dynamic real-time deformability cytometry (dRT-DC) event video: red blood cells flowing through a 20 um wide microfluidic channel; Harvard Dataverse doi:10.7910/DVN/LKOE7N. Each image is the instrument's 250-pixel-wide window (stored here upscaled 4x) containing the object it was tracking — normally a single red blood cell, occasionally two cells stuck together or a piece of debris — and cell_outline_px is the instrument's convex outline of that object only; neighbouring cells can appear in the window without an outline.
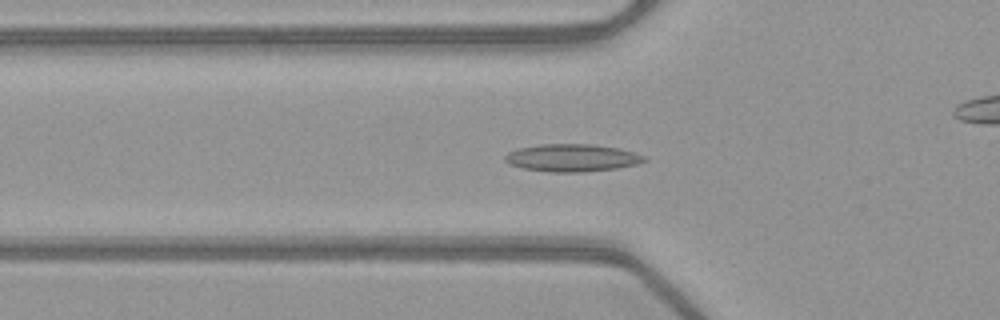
{"species": "common noctule bat (a hibernating species)", "species_latin": "Nyctalus noctula", "temperature_condition": "warm", "stored_images_in_passage": 52, "camera_frame_rate_fps": 3000, "um_per_image_px": 0.085, "animal": {"sex": "female", "body_mass_g": 21.9}, "frame": {"image": 1, "passage_image": 18, "time_ms": 5.667, "image_size_px": [1000, 320], "cell_outline_px": [[648, 160], [636, 164], [616, 168], [584, 172], [548, 172], [520, 168], [508, 164], [504, 160], [504, 156], [508, 152], [516, 148], [540, 144], [592, 144], [620, 148], [648, 156]], "centroid_in_image_um": [48.61, 13.41], "position_along_channel_um": 77.2, "area_um2": 22.72}}
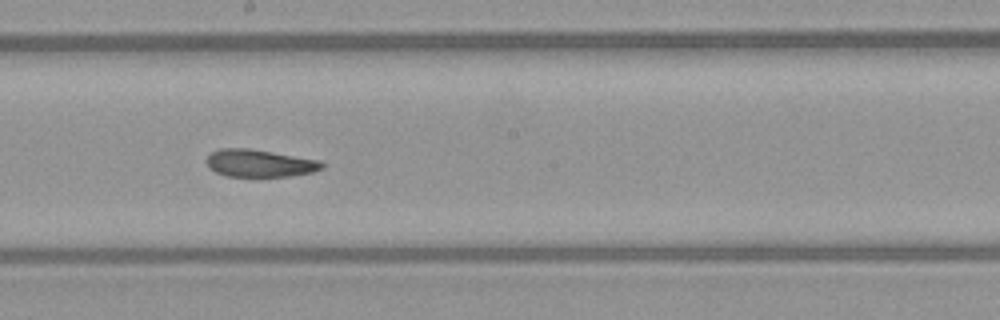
{"frame": {"image": 2, "passage_image": 29, "time_ms": 9.333, "image_size_px": [1000, 320], "cell_outline_px": [[324, 168], [312, 172], [288, 176], [228, 176], [216, 172], [208, 168], [208, 156], [212, 152], [220, 148], [248, 148], [320, 160], [324, 164]], "centroid_in_image_um": [22.08, 13.87], "position_along_channel_um": 226.1, "area_um2": 18.26}}
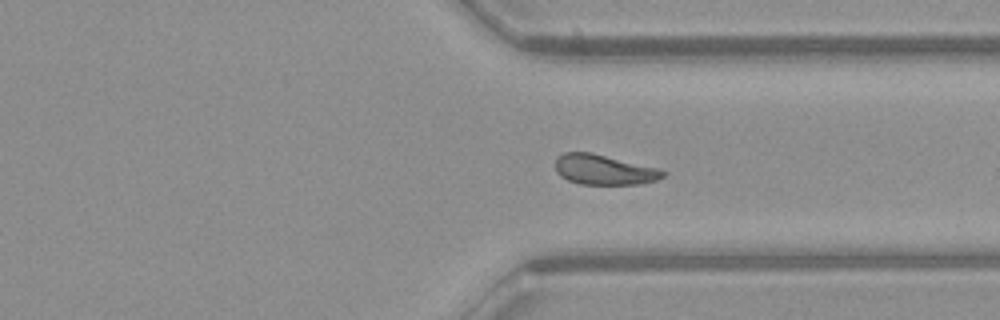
{"frame": {"image": 3, "passage_image": 39, "time_ms": 12.667, "image_size_px": [1000, 320], "cell_outline_px": [[668, 172], [664, 176], [656, 180], [640, 184], [580, 184], [568, 180], [560, 176], [556, 172], [556, 156], [564, 152], [592, 152], [660, 168]], "centroid_in_image_um": [51.36, 14.41], "position_along_channel_um": 360.0, "area_um2": 19.13}, "authors_computed_cell_mechanics": {"area_um2": 19.7965, "velocity_mm_per_s": 4.0242, "shape_relaxation_time_tau1_ms": null, "shape_relaxation_time_tau2_ms": 2.759, "deformation_change_tau1": null, "deformation_change_tau2": 0.0931}}